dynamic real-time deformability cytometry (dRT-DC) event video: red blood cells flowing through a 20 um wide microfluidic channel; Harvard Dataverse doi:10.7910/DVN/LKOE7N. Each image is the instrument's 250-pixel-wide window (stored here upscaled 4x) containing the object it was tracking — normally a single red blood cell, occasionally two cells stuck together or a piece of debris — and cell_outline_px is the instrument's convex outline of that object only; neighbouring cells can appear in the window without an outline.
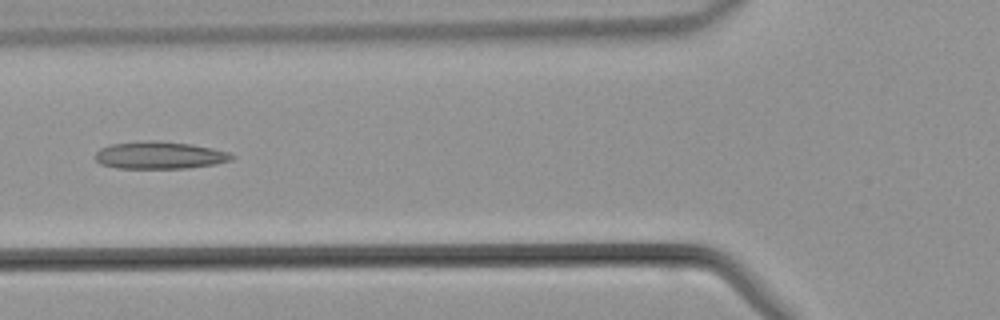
{"species": "common noctule bat (a hibernating species)", "species_latin": "Nyctalus noctula", "temperature_condition": "warm", "stored_images_in_passage": 39, "camera_frame_rate_fps": 3000, "um_per_image_px": 0.085, "animal": {"sex": "male", "body_mass_g": 21.5, "forearm_length_mm": 52.0}, "frame": {"image": 1, "passage_image": 11, "time_ms": 3.333, "image_size_px": [1000, 320], "cell_outline_px": [[236, 156], [232, 160], [212, 164], [188, 168], [116, 168], [100, 164], [96, 160], [96, 152], [100, 148], [112, 144], [148, 140], [156, 140], [192, 144], [212, 148], [228, 152]], "centroid_in_image_um": [13.56, 13.19], "position_along_channel_um": 112.2, "area_um2": 21.73}}
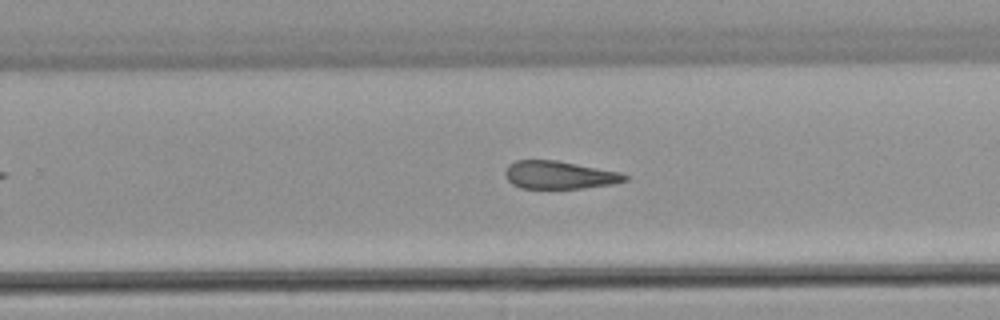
{"frame": {"image": 2, "passage_image": 22, "time_ms": 7.0, "image_size_px": [1000, 320], "cell_outline_px": [[628, 180], [616, 184], [584, 188], [520, 188], [512, 184], [508, 180], [504, 172], [508, 164], [516, 160], [556, 160], [620, 172], [628, 176]], "centroid_in_image_um": [47.55, 14.87], "position_along_channel_um": 282.2, "area_um2": 19.54}}
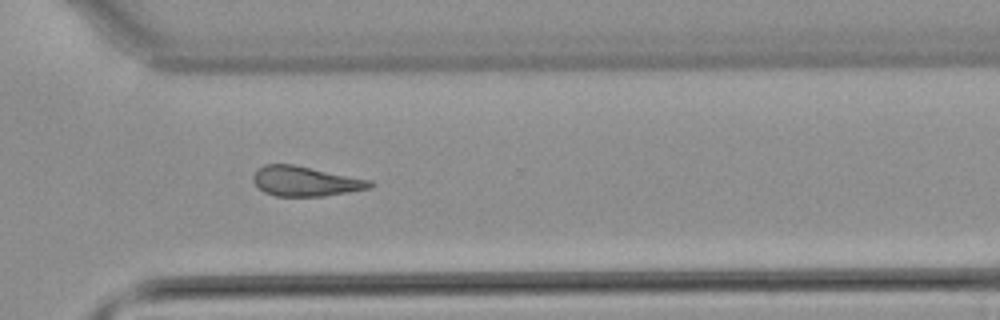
{"frame": {"image": 3, "passage_image": 26, "time_ms": 8.333, "image_size_px": [1000, 320], "cell_outline_px": [[376, 184], [368, 188], [348, 192], [324, 196], [276, 196], [264, 192], [252, 180], [252, 176], [256, 168], [264, 164], [292, 164], [372, 180]], "centroid_in_image_um": [25.94, 15.4], "position_along_channel_um": 344.7, "area_um2": 20.35}}